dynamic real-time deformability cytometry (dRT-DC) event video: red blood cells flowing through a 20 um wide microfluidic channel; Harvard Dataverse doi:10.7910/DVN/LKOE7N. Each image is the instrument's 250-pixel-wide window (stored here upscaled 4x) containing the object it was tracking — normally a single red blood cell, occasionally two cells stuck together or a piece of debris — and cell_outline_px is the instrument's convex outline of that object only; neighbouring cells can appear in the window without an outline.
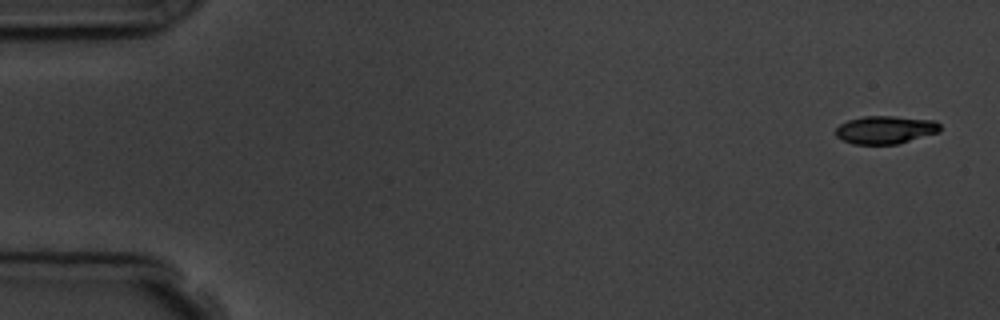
{"species": "common noctule bat (a hibernating species)", "species_latin": "Nyctalus noctula", "temperature_condition": "room temperature", "stored_images_in_passage": 5, "camera_frame_rate_fps": 3000, "um_per_image_px": 0.085, "animal": {"sex": "male", "body_mass_g": 19.5, "forearm_length_mm": 54.6}, "frame": {"image": 1, "passage_image": 1, "time_ms": 0.0, "image_size_px": [1000, 320], "cell_outline_px": [[940, 132], [896, 144], [852, 144], [836, 136], [836, 128], [840, 124], [848, 120], [864, 116], [892, 116], [936, 120], [940, 124]], "centroid_in_image_um": [75.27, 11.02], "position_along_channel_um": 9.7, "area_um2": 16.99}}
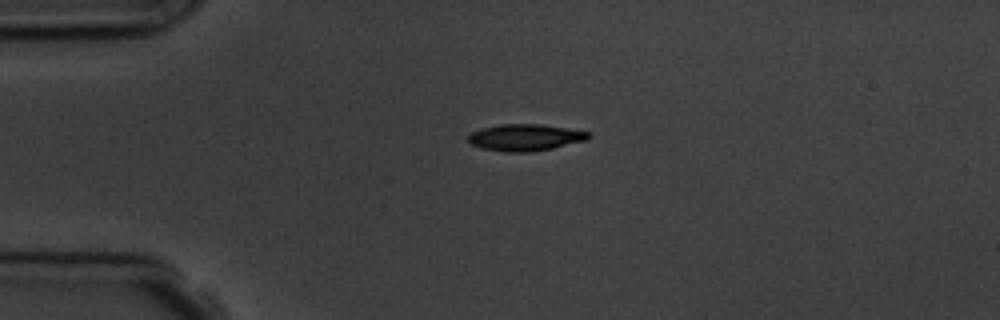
{"frame": {"image": 2, "passage_image": 4, "time_ms": 3.667, "image_size_px": [1000, 320], "cell_outline_px": [[592, 136], [588, 140], [552, 148], [528, 152], [504, 152], [484, 148], [472, 144], [468, 140], [468, 136], [472, 132], [484, 128], [500, 124], [540, 124], [588, 132]], "centroid_in_image_um": [44.66, 11.69], "position_along_channel_um": 40.3, "area_um2": 18.44}}